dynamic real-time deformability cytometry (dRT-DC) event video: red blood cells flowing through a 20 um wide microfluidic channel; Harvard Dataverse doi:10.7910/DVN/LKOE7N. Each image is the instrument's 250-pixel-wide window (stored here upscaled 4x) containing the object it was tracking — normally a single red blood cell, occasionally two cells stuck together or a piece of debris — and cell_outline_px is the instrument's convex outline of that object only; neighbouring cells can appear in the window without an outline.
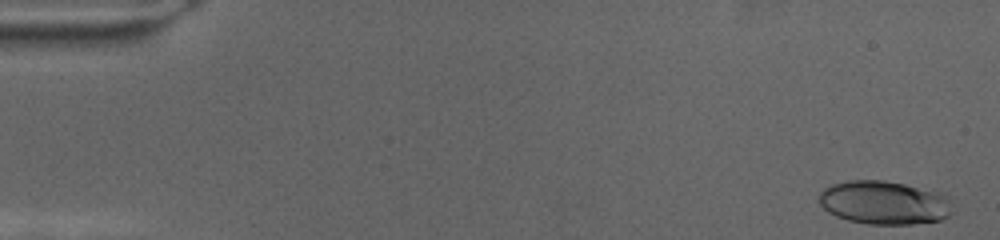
{"species": "human", "species_latin": "Homo sapiens", "temperature_condition": "cold", "stored_images_in_passage": 70, "camera_frame_rate_fps": 3000, "um_per_image_px": 0.085, "donor": {"sex": "female"}, "frame": {"image": 1, "passage_image": 2, "time_ms": 0.333, "image_size_px": [1000, 240], "cell_outline_px": [[952, 196], [948, 216], [940, 220], [912, 224], [868, 224], [848, 220], [836, 216], [828, 212], [820, 204], [820, 192], [824, 188], [832, 184], [848, 180], [884, 180], [944, 192]], "centroid_in_image_um": [75.19, 17.21], "position_along_channel_um": 9.8, "area_um2": 34.1}}
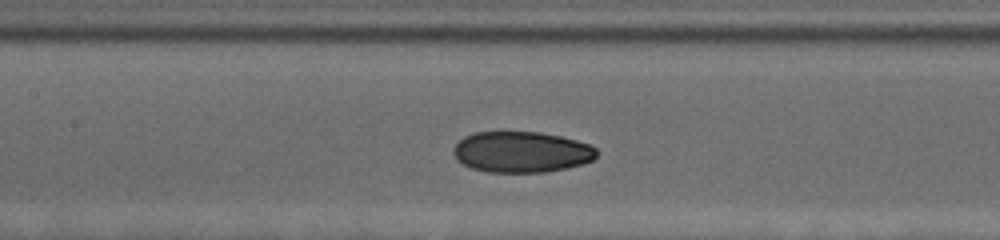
{"frame": {"image": 2, "passage_image": 33, "time_ms": 10.667, "image_size_px": [1000, 240], "cell_outline_px": [[596, 156], [592, 160], [584, 164], [544, 172], [488, 172], [472, 168], [456, 160], [452, 152], [452, 148], [464, 136], [476, 132], [540, 132], [560, 136], [592, 144], [596, 148]], "centroid_in_image_um": [44.32, 12.91], "position_along_channel_um": 163.1, "area_um2": 34.28}}
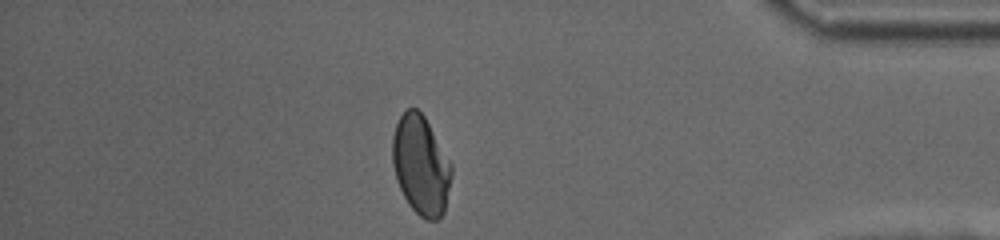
{"frame": {"image": 3, "passage_image": 61, "time_ms": 20.0, "image_size_px": [1000, 240], "cell_outline_px": [[452, 176], [444, 212], [436, 220], [424, 220], [408, 204], [396, 180], [392, 164], [392, 136], [396, 124], [400, 116], [408, 108], [416, 108], [424, 116], [452, 164]], "centroid_in_image_um": [35.76, 14.05], "position_along_channel_um": 399.4, "area_um2": 34.16}}